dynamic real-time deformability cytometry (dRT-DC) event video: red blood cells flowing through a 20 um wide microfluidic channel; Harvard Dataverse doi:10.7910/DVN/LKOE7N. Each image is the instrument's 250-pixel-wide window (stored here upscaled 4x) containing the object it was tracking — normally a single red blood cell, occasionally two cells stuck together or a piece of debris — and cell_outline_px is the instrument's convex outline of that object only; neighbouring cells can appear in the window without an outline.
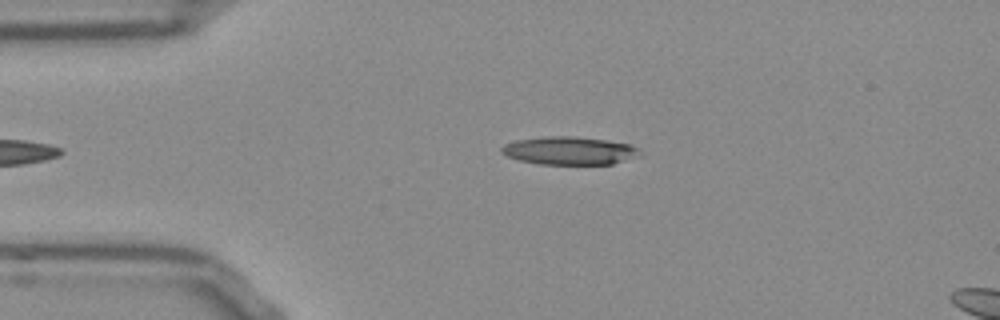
{"species": "Egyptian fruit bat (a non-hibernating species)", "species_latin": "Rousettus aegyptiacus", "temperature_condition": "room temperature", "stored_images_in_passage": 6, "camera_frame_rate_fps": 3000, "um_per_image_px": 0.085, "frame": {"image": 1, "passage_image": 2, "time_ms": 0.333, "image_size_px": [1000, 320], "cell_outline_px": [[640, 156], [612, 164], [540, 164], [520, 160], [508, 156], [500, 152], [500, 148], [504, 144], [516, 140], [544, 136], [572, 136], [604, 140], [632, 144], [636, 148]], "centroid_in_image_um": [48.37, 12.8], "position_along_channel_um": 36.6, "area_um2": 22.48}}